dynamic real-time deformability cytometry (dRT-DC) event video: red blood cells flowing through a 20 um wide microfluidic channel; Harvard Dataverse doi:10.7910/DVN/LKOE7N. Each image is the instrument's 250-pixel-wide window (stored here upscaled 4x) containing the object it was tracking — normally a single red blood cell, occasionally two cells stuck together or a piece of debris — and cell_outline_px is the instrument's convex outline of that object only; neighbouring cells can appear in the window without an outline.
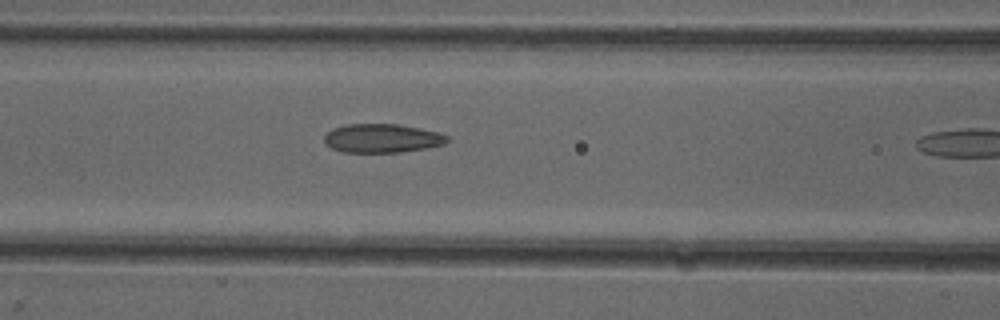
{"species": "common noctule bat (a hibernating species)", "species_latin": "Nyctalus noctula", "temperature_condition": "cold", "stored_images_in_passage": 10, "camera_frame_rate_fps": 3000, "um_per_image_px": 0.085, "animal": {"sex": "female"}, "frame": {"image": 1, "passage_image": 9, "time_ms": 2.667, "image_size_px": [1000, 320], "cell_outline_px": [[448, 140], [444, 144], [428, 148], [400, 152], [340, 152], [324, 144], [324, 136], [332, 128], [344, 124], [396, 124], [420, 128], [436, 132], [448, 136]], "centroid_in_image_um": [32.43, 11.75], "position_along_channel_um": 134.2, "area_um2": 20.69}}